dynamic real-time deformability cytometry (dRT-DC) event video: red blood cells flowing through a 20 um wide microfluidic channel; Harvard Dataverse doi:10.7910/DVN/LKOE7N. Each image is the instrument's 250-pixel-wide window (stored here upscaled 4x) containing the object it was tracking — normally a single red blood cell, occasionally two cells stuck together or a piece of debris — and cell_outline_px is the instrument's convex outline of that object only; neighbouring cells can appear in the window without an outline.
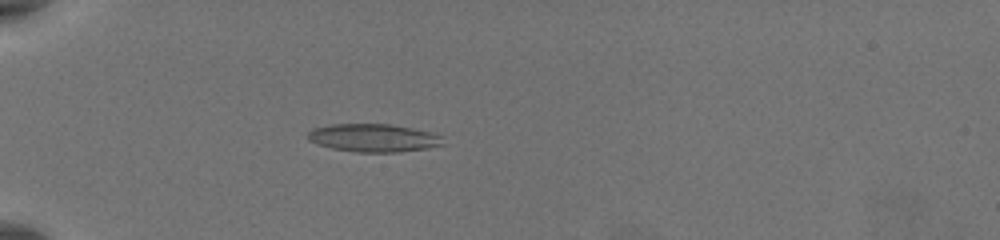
{"species": "common noctule bat (a hibernating species)", "species_latin": "Nyctalus noctula", "temperature_condition": "warm", "stored_images_in_passage": 57, "camera_frame_rate_fps": 3000, "um_per_image_px": 0.085, "animal": {"sex": "female", "body_mass_g": 19.5, "forearm_length_mm": 54.1}, "frame": {"image": 1, "passage_image": 20, "time_ms": 6.333, "image_size_px": [1000, 240], "cell_outline_px": [[444, 144], [428, 148], [400, 152], [356, 152], [332, 148], [316, 144], [308, 140], [308, 132], [312, 128], [332, 124], [388, 124], [412, 128], [428, 132], [440, 136]], "centroid_in_image_um": [31.7, 11.72], "position_along_channel_um": 53.3, "area_um2": 21.96}}
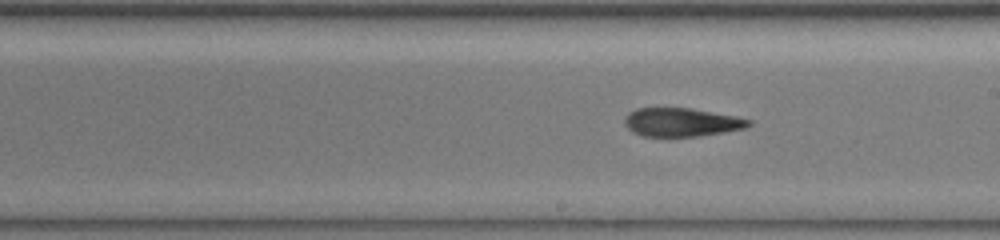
{"frame": {"image": 2, "passage_image": 36, "time_ms": 11.667, "image_size_px": [1000, 240], "cell_outline_px": [[752, 124], [744, 128], [724, 132], [700, 136], [640, 136], [632, 132], [624, 124], [624, 116], [628, 112], [636, 108], [692, 108], [736, 116], [752, 120]], "centroid_in_image_um": [57.9, 10.38], "position_along_channel_um": 231.1, "area_um2": 20.81}}
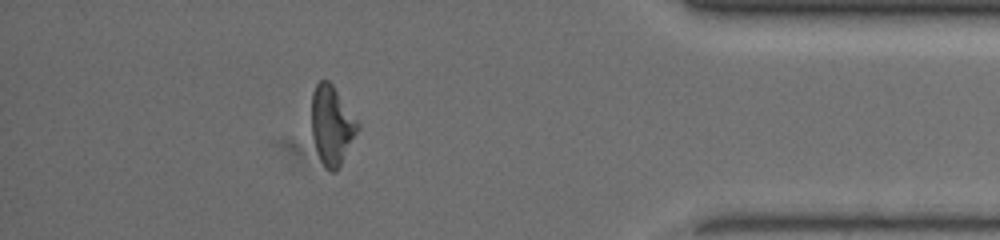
{"frame": {"image": 3, "passage_image": 52, "time_ms": 17.0, "image_size_px": [1000, 240], "cell_outline_px": [[360, 128], [336, 172], [332, 172], [324, 168], [316, 152], [312, 136], [312, 92], [316, 84], [320, 80], [328, 80], [332, 84], [360, 124]], "centroid_in_image_um": [28.2, 10.67], "position_along_channel_um": 407.0, "area_um2": 21.27}, "authors_computed_cell_mechanics": {"area_um2": 21.7906, "velocity_mm_per_s": 3.8622, "shape_relaxation_time_tau1_ms": null, "shape_relaxation_time_tau2_ms": 4.352, "deformation_change_tau1": null, "deformation_change_tau2": 0.155}}